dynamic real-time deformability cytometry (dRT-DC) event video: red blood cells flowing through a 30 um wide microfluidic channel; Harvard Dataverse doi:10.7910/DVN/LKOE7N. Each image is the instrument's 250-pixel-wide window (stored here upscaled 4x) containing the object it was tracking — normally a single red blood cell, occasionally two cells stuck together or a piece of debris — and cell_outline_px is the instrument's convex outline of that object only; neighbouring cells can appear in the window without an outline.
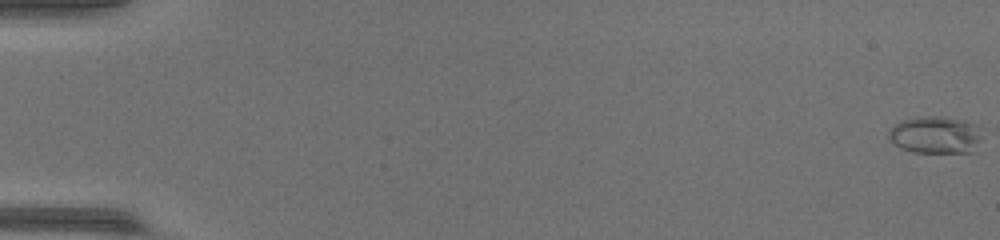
{"species": "common noctule bat (a hibernating species)", "species_latin": "Nyctalus noctula", "temperature_condition": "warm", "stored_images_in_passage": 54, "camera_frame_rate_fps": 3000, "um_per_image_px": 0.085, "animal": {"sex": "female", "body_mass_g": 17.0, "forearm_length_mm": 48.0}, "frame": {"image": 1, "passage_image": 1, "time_ms": 0.0, "image_size_px": [1000, 240], "cell_outline_px": [[984, 128], [976, 152], [912, 152], [900, 148], [892, 144], [888, 140], [888, 132], [896, 124], [904, 120], [916, 116], [940, 116], [960, 120], [976, 124]], "centroid_in_image_um": [79.55, 11.47], "position_along_channel_um": 5.5, "area_um2": 20.69}}
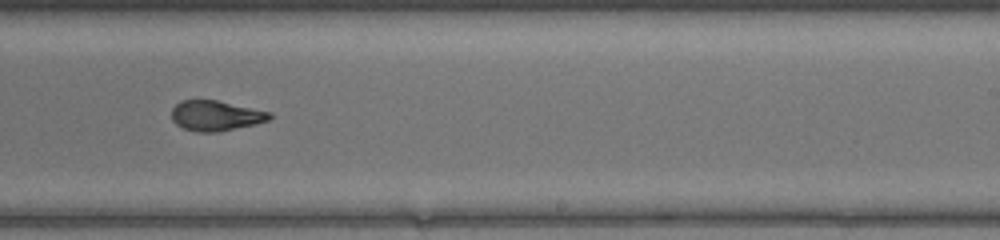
{"frame": {"image": 2, "passage_image": 35, "time_ms": 11.333, "image_size_px": [1000, 240], "cell_outline_px": [[272, 116], [268, 120], [256, 124], [220, 132], [196, 132], [184, 128], [176, 124], [172, 120], [172, 108], [180, 100], [216, 100], [272, 112]], "centroid_in_image_um": [18.34, 9.84], "position_along_channel_um": 270.7, "area_um2": 17.34}}
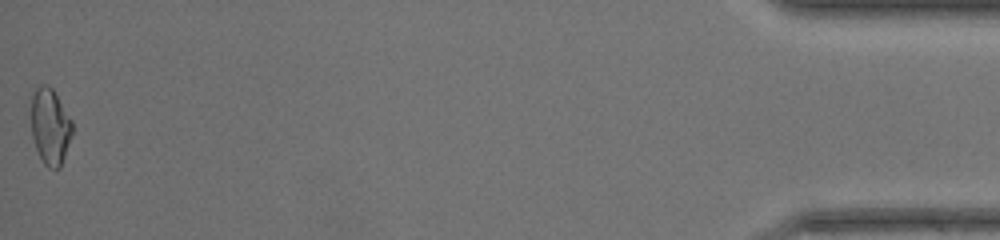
{"frame": {"image": 3, "passage_image": 54, "time_ms": 17.667, "image_size_px": [1000, 240], "cell_outline_px": [[72, 132], [60, 168], [48, 168], [44, 164], [36, 148], [32, 136], [32, 96], [36, 88], [40, 84], [48, 84], [52, 88], [72, 120]], "centroid_in_image_um": [4.26, 10.73], "position_along_channel_um": 430.9, "area_um2": 17.98}}